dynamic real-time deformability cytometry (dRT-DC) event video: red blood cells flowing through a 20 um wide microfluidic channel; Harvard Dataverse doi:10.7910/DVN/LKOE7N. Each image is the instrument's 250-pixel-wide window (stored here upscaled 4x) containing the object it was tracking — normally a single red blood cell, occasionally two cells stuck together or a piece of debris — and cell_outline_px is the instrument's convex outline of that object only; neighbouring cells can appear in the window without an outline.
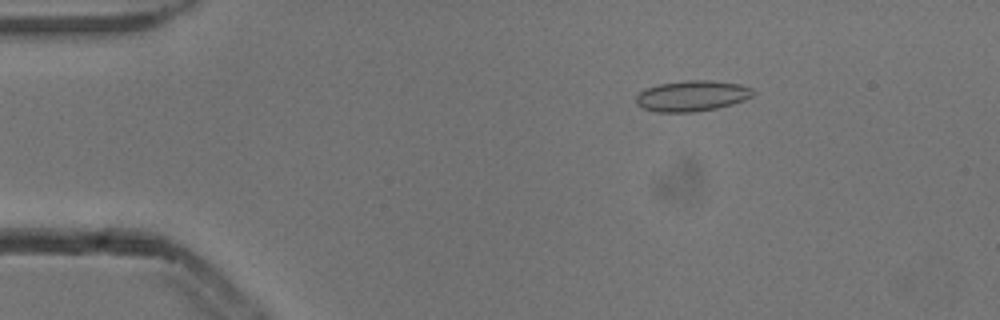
{"species": "common noctule bat (a hibernating species)", "species_latin": "Nyctalus noctula", "temperature_condition": "cold", "stored_images_in_passage": 4, "camera_frame_rate_fps": 3000, "um_per_image_px": 0.085, "animal": {"sex": "male", "body_mass_g": 13.3}, "frame": {"image": 1, "passage_image": 2, "time_ms": 0.333, "image_size_px": [1000, 320], "cell_outline_px": [[756, 92], [752, 96], [744, 100], [732, 104], [716, 108], [692, 112], [656, 112], [644, 108], [636, 104], [636, 96], [640, 92], [648, 88], [660, 84], [688, 80], [712, 80], [740, 84], [752, 88]], "centroid_in_image_um": [58.85, 8.15], "position_along_channel_um": 26.1, "area_um2": 20.87}}
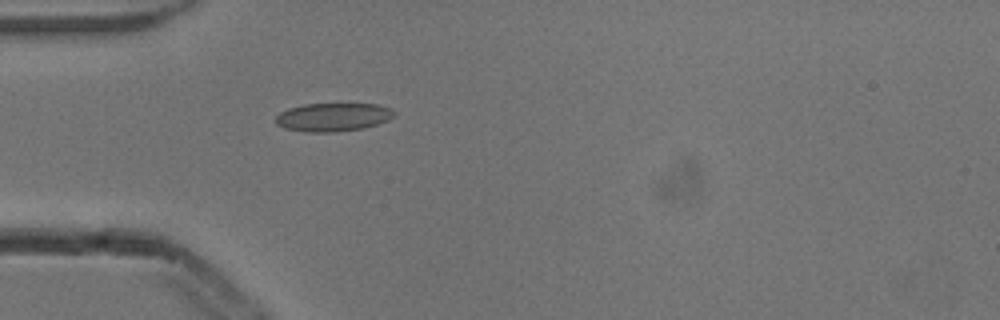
{"frame": {"image": 2, "passage_image": 4, "time_ms": 1.0, "image_size_px": [1000, 320], "cell_outline_px": [[396, 112], [388, 120], [364, 128], [336, 132], [308, 132], [284, 128], [276, 124], [276, 116], [280, 112], [288, 108], [304, 104], [376, 104], [392, 108]], "centroid_in_image_um": [28.3, 9.95], "position_along_channel_um": 56.7, "area_um2": 19.59}}